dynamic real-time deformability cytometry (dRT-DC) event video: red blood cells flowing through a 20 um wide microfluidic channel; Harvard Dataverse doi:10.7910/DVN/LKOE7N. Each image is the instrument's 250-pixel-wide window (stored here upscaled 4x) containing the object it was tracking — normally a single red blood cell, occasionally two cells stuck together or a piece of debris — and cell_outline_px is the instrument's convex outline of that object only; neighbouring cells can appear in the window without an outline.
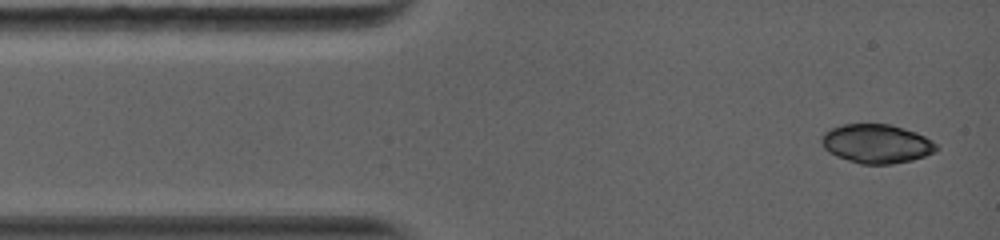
{"species": "common noctule bat (a hibernating species)", "species_latin": "Nyctalus noctula", "temperature_condition": "warm", "stored_images_in_passage": 6, "camera_frame_rate_fps": 5000, "um_per_image_px": 0.085, "animal": {"sex": "female", "body_mass_g": 19.0, "forearm_length_mm": 56.7}, "frame": {"image": 1, "passage_image": 1, "time_ms": 0.0, "image_size_px": [1000, 240], "cell_outline_px": [[940, 148], [936, 152], [912, 160], [892, 164], [860, 164], [836, 156], [828, 152], [820, 144], [820, 136], [824, 132], [832, 128], [844, 124], [892, 124], [916, 132], [932, 140]], "centroid_in_image_um": [74.5, 12.21], "position_along_channel_um": 10.5, "area_um2": 26.36}}
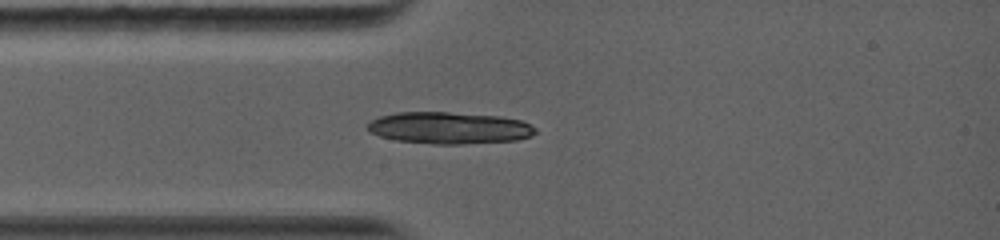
{"frame": {"image": 2, "passage_image": 6, "time_ms": 2.4, "image_size_px": [1000, 240], "cell_outline_px": [[536, 132], [532, 136], [516, 140], [464, 144], [432, 144], [396, 140], [380, 136], [368, 132], [368, 124], [372, 120], [380, 116], [396, 112], [448, 112], [500, 116], [520, 120], [536, 128]], "centroid_in_image_um": [38.18, 10.87], "position_along_channel_um": 46.8, "area_um2": 31.15}}